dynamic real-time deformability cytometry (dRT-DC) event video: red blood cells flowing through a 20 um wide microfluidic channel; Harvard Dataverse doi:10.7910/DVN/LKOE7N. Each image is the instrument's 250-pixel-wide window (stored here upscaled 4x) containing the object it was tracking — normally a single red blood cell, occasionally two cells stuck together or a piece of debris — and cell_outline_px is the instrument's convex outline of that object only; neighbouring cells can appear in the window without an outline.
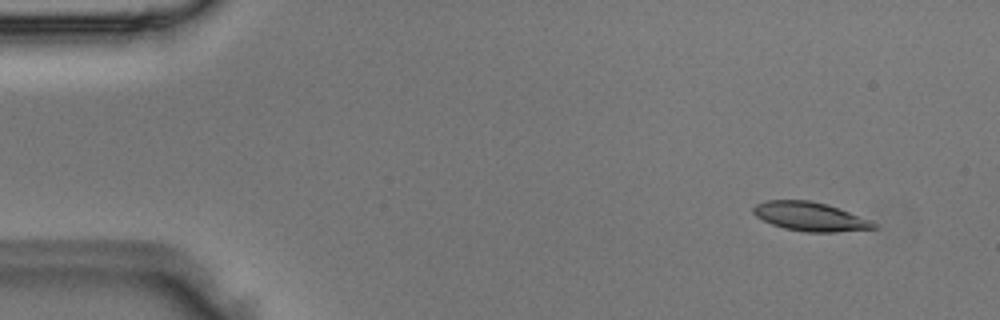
{"species": "Egyptian fruit bat (a non-hibernating species)", "species_latin": "Rousettus aegyptiacus", "temperature_condition": "room temperature", "stored_images_in_passage": 4, "camera_frame_rate_fps": 3000, "um_per_image_px": 0.085, "animal": {"sex": "male"}, "frame": {"image": 1, "passage_image": 1, "time_ms": 0.0, "image_size_px": [1000, 320], "cell_outline_px": [[880, 228], [836, 232], [808, 232], [784, 228], [772, 224], [756, 216], [752, 212], [752, 208], [756, 204], [764, 200], [812, 200], [828, 204], [868, 220], [876, 224]], "centroid_in_image_um": [68.83, 18.4], "position_along_channel_um": 16.2, "area_um2": 20.17}}
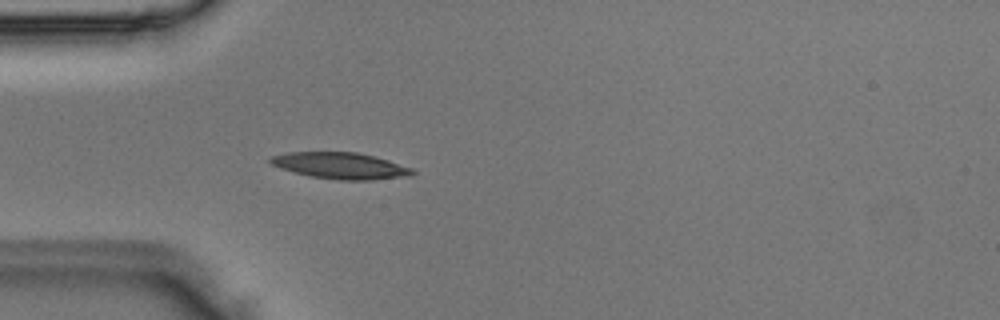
{"frame": {"image": 2, "passage_image": 4, "time_ms": 1.0, "image_size_px": [1000, 320], "cell_outline_px": [[416, 172], [412, 176], [372, 180], [336, 180], [312, 176], [280, 168], [272, 164], [268, 160], [272, 156], [288, 152], [356, 152], [388, 160], [412, 168]], "centroid_in_image_um": [28.98, 14.09], "position_along_channel_um": 56.0, "area_um2": 21.73}}